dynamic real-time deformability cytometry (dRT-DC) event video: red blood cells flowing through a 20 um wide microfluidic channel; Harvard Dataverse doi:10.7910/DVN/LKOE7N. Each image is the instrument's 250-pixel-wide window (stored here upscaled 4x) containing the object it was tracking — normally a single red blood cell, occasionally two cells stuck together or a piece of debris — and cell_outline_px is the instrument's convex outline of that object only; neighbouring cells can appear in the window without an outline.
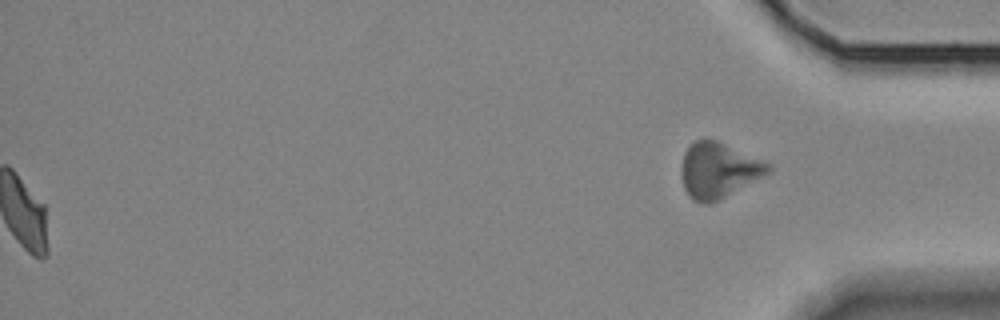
{"species": "Egyptian fruit bat (a non-hibernating species)", "species_latin": "Rousettus aegyptiacus", "temperature_condition": "room temperature", "stored_images_in_passage": 37, "segment_of_instrument_passage": [2, 2], "camera_frame_rate_fps": 3000, "um_per_image_px": 0.085, "animal": {"sex": "female"}, "frame": {"image": 1, "passage_image": 37, "time_ms": 12.0, "image_size_px": [1000, 320], "cell_outline_px": [[772, 172], [708, 204], [700, 204], [692, 200], [688, 196], [684, 188], [680, 172], [680, 168], [684, 152], [696, 140], [704, 136], [716, 140], [760, 160], [768, 164], [772, 168]], "centroid_in_image_um": [61.0, 14.47], "position_along_channel_um": 374.2, "area_um2": 27.8}}